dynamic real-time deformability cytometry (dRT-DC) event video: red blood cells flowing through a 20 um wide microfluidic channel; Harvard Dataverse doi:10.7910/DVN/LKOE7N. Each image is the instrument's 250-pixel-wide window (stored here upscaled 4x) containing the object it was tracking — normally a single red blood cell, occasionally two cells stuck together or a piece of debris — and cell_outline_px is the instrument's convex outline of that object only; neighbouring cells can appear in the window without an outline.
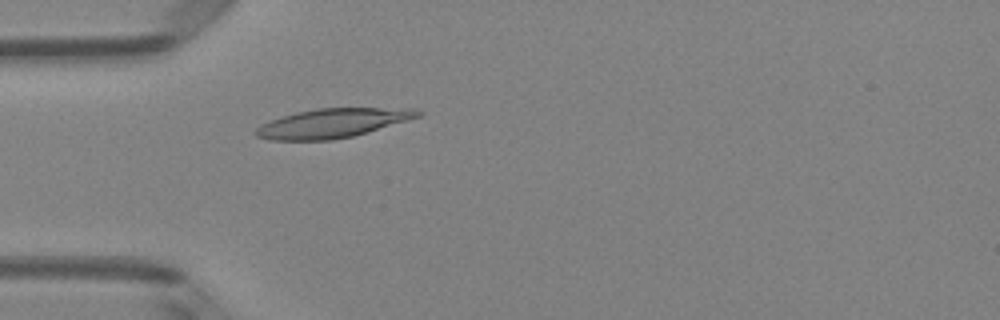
{"species": "Egyptian fruit bat (a non-hibernating species)", "species_latin": "Rousettus aegyptiacus", "temperature_condition": "room temperature", "stored_images_in_passage": 41, "camera_frame_rate_fps": 3000, "um_per_image_px": 0.085, "animal": {"sex": "female"}, "frame": {"image": 1, "passage_image": 6, "time_ms": 1.667, "image_size_px": [1000, 320], "cell_outline_px": [[424, 112], [420, 116], [408, 120], [352, 136], [332, 140], [272, 140], [256, 136], [252, 132], [260, 124], [280, 116], [296, 112], [316, 108], [412, 108]], "centroid_in_image_um": [28.22, 10.46], "position_along_channel_um": 56.8, "area_um2": 27.51}}
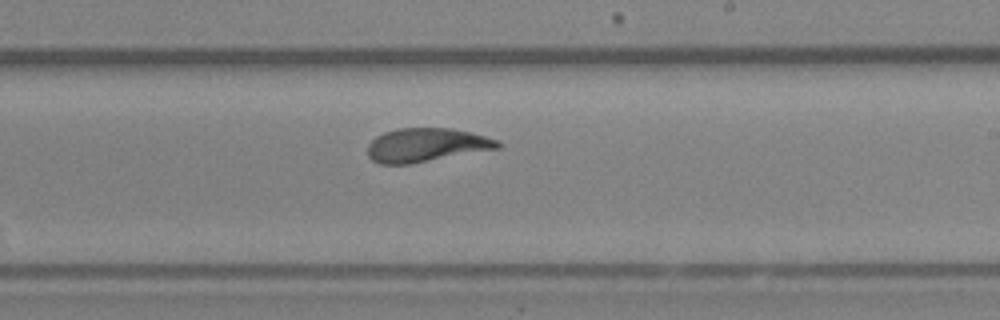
{"frame": {"image": 2, "passage_image": 21, "time_ms": 6.667, "image_size_px": [1000, 320], "cell_outline_px": [[500, 148], [412, 164], [380, 164], [372, 160], [368, 156], [368, 144], [376, 136], [384, 132], [396, 128], [452, 128], [500, 140]], "centroid_in_image_um": [36.22, 12.33], "position_along_channel_um": 252.8, "area_um2": 25.66}}
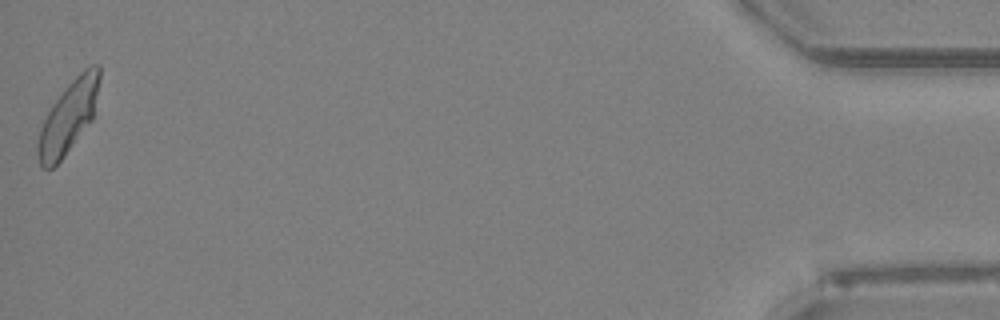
{"frame": {"image": 3, "passage_image": 41, "time_ms": 13.333, "image_size_px": [1000, 320], "cell_outline_px": [[100, 80], [92, 120], [64, 156], [52, 168], [40, 168], [36, 152], [36, 144], [40, 128], [52, 104], [68, 84], [84, 68], [92, 64], [100, 64]], "centroid_in_image_um": [5.8, 9.95], "position_along_channel_um": 429.4, "area_um2": 25.78}, "authors_computed_cell_mechanics": {"area_um2": 25.7788, "velocity_mm_per_s": 4.0437, "shape_relaxation_time_tau1_ms": 4.9502, "shape_relaxation_time_tau2_ms": 1.2541, "deformation_change_tau1": 0.1798, "deformation_change_tau2": 0.0719}}